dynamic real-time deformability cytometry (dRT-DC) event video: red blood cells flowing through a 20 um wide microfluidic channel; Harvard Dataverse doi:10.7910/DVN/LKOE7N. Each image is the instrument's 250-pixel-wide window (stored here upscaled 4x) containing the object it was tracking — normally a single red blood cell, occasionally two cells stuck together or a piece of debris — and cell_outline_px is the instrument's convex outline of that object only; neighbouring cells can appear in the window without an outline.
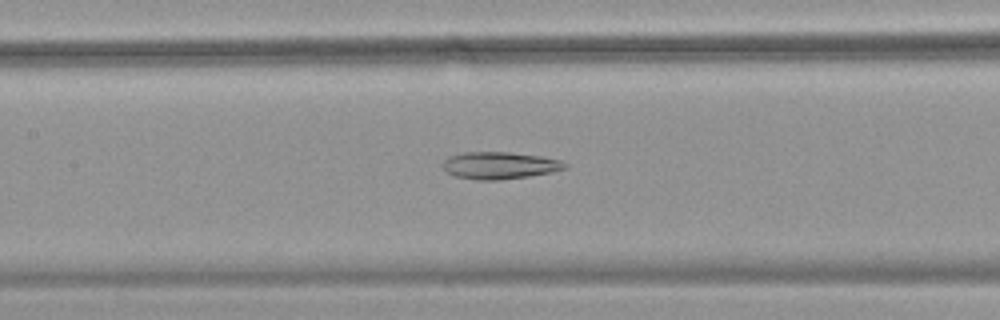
{"species": "common noctule bat (a hibernating species)", "species_latin": "Nyctalus noctula", "temperature_condition": "warm", "stored_images_in_passage": 29, "segment_of_instrument_passage": [1, 2], "camera_frame_rate_fps": 3000, "um_per_image_px": 0.085, "animal": {"sex": "female", "body_mass_g": 18.4}, "frame": {"image": 1, "passage_image": 10, "time_ms": 3.0, "image_size_px": [1000, 320], "cell_outline_px": [[568, 168], [528, 176], [500, 180], [476, 180], [456, 176], [448, 172], [440, 164], [444, 160], [452, 156], [464, 152], [508, 152], [540, 156], [560, 160], [568, 164]], "centroid_in_image_um": [42.46, 14.06], "position_along_channel_um": 164.9, "area_um2": 19.13}}
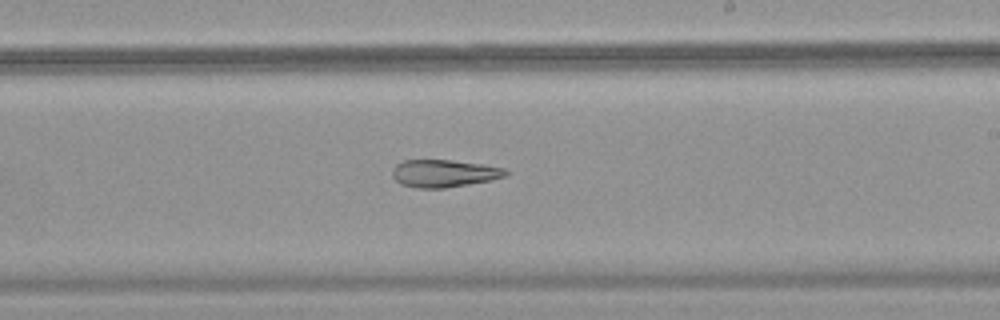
{"frame": {"image": 2, "passage_image": 17, "time_ms": 5.333, "image_size_px": [1000, 320], "cell_outline_px": [[508, 172], [504, 176], [488, 180], [468, 184], [444, 188], [416, 188], [400, 184], [392, 176], [392, 168], [396, 164], [404, 160], [452, 160], [480, 164], [504, 168]], "centroid_in_image_um": [37.67, 14.73], "position_along_channel_um": 251.3, "area_um2": 17.98}}
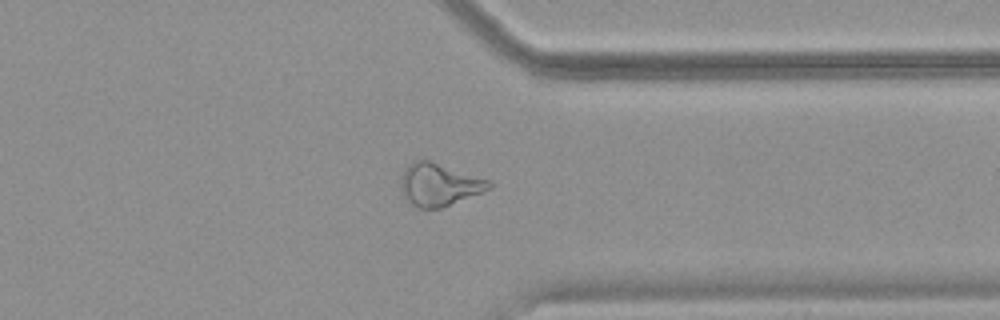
{"frame": {"image": 3, "passage_image": 27, "time_ms": 8.667, "image_size_px": [1000, 320], "cell_outline_px": [[492, 188], [440, 208], [420, 208], [412, 204], [404, 196], [400, 188], [400, 180], [404, 168], [412, 160], [428, 160], [488, 180], [492, 184]], "centroid_in_image_um": [37.27, 15.68], "position_along_channel_um": 374.1, "area_um2": 21.5}}